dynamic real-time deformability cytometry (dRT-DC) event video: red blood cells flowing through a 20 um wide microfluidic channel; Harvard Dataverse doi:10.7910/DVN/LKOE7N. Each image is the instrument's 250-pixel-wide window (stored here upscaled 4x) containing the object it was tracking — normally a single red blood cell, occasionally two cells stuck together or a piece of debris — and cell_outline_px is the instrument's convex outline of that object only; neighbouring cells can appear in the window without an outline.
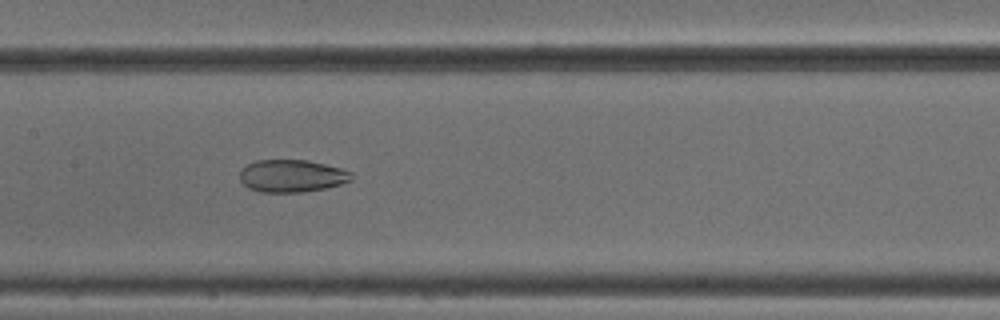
{"species": "common noctule bat (a hibernating species)", "species_latin": "Nyctalus noctula", "temperature_condition": "cold", "stored_images_in_passage": 40, "camera_frame_rate_fps": 3000, "um_per_image_px": 0.085, "animal": {"sex": "male", "body_mass_g": 18.8}, "frame": {"image": 1, "passage_image": 14, "time_ms": 4.333, "image_size_px": [1000, 320], "cell_outline_px": [[352, 180], [340, 184], [324, 188], [304, 192], [260, 192], [248, 188], [240, 180], [240, 168], [256, 160], [308, 160], [340, 168], [352, 172]], "centroid_in_image_um": [24.78, 14.95], "position_along_channel_um": 182.6, "area_um2": 21.15}}
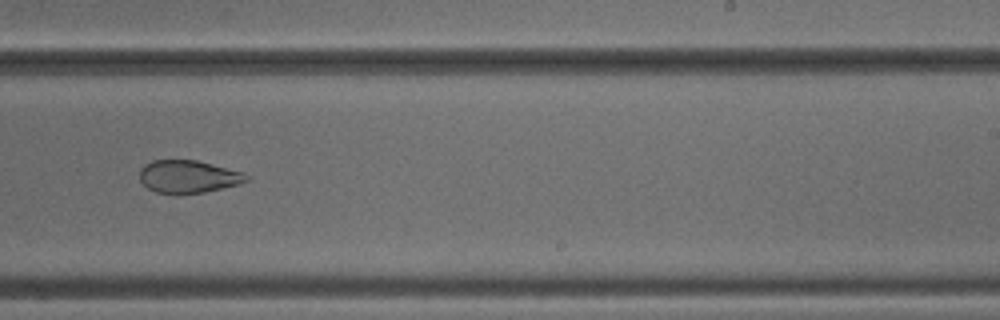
{"frame": {"image": 2, "passage_image": 21, "time_ms": 6.667, "image_size_px": [1000, 320], "cell_outline_px": [[248, 180], [236, 184], [204, 192], [156, 192], [148, 188], [140, 180], [140, 168], [144, 164], [152, 160], [196, 160], [244, 172], [248, 176]], "centroid_in_image_um": [15.98, 14.98], "position_along_channel_um": 273.0, "area_um2": 19.83}}
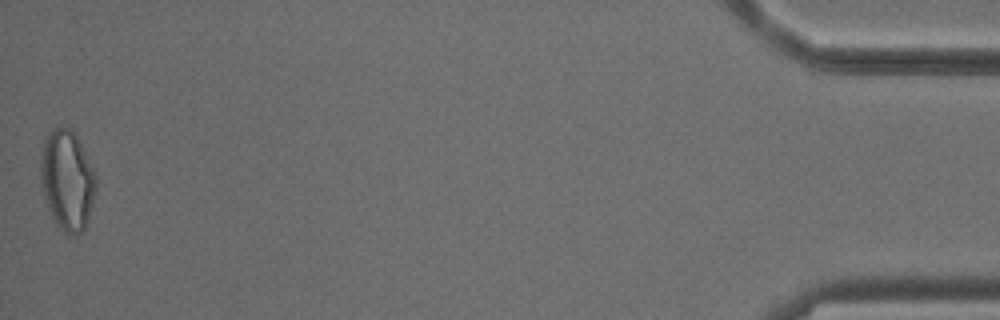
{"frame": {"image": 3, "passage_image": 40, "time_ms": 13.0, "image_size_px": [1000, 320], "cell_outline_px": [[96, 188], [88, 220], [84, 232], [72, 236], [68, 236], [56, 224], [44, 200], [40, 176], [40, 160], [44, 140], [52, 128], [72, 128], [76, 132], [96, 176]], "centroid_in_image_um": [5.71, 15.33], "position_along_channel_um": 429.5, "area_um2": 32.6}, "authors_computed_cell_mechanics": {"area_um2": 24.7673, "velocity_mm_per_s": 3.8856, "shape_relaxation_time_tau1_ms": null, "shape_relaxation_time_tau2_ms": 1.8054, "deformation_change_tau1": null, "deformation_change_tau2": 0.084}}